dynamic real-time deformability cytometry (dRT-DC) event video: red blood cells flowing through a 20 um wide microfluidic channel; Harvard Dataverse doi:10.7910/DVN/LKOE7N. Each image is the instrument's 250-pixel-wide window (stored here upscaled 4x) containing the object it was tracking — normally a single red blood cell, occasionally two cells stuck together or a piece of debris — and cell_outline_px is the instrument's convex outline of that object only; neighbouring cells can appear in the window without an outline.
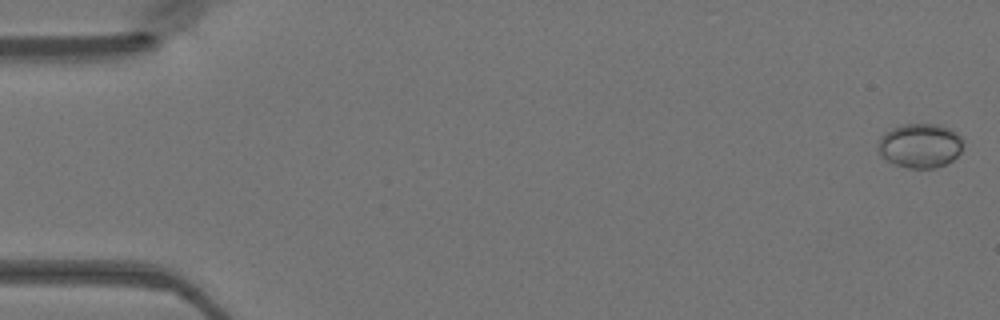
{"species": "Egyptian fruit bat (a non-hibernating species)", "species_latin": "Rousettus aegyptiacus", "temperature_condition": "warm", "stored_images_in_passage": 48, "camera_frame_rate_fps": 3000, "um_per_image_px": 0.085, "animal": {"sex": "female"}, "frame": {"image": 1, "passage_image": 1, "time_ms": 0.0, "image_size_px": [1000, 320], "cell_outline_px": [[964, 144], [960, 152], [952, 160], [936, 168], [908, 168], [884, 160], [880, 156], [880, 136], [892, 128], [904, 124], [940, 124], [952, 128], [964, 140]], "centroid_in_image_um": [78.24, 12.37], "position_along_channel_um": 6.8, "area_um2": 22.08}}
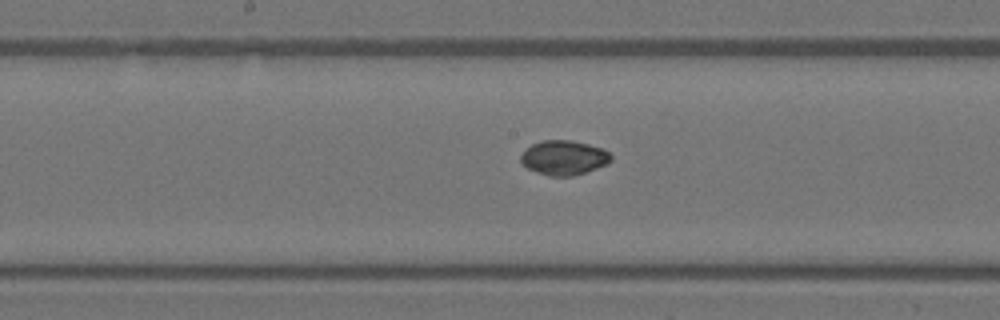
{"frame": {"image": 2, "passage_image": 25, "time_ms": 8.0, "image_size_px": [1000, 320], "cell_outline_px": [[612, 160], [608, 164], [572, 176], [548, 176], [536, 172], [520, 164], [520, 156], [532, 144], [544, 140], [568, 140], [588, 144], [604, 148], [612, 156]], "centroid_in_image_um": [47.93, 13.41], "position_along_channel_um": 200.3, "area_um2": 18.15}}
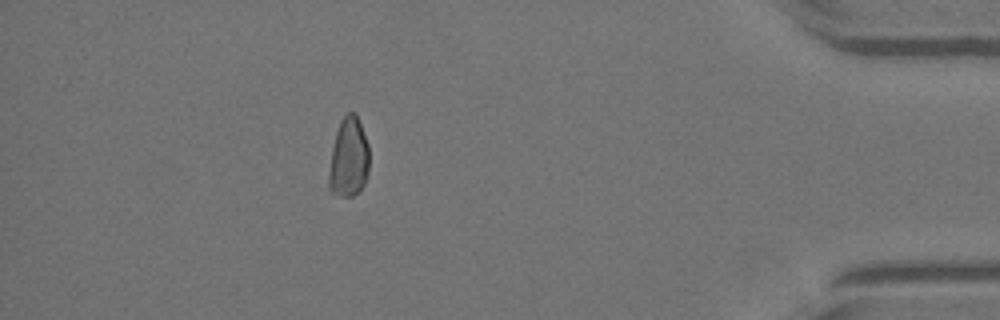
{"frame": {"image": 3, "passage_image": 43, "time_ms": 14.0, "image_size_px": [1000, 320], "cell_outline_px": [[368, 172], [364, 184], [352, 196], [340, 196], [328, 192], [328, 176], [332, 148], [336, 132], [340, 120], [348, 112], [356, 112], [368, 144]], "centroid_in_image_um": [29.62, 13.4], "position_along_channel_um": 405.6, "area_um2": 18.79}}